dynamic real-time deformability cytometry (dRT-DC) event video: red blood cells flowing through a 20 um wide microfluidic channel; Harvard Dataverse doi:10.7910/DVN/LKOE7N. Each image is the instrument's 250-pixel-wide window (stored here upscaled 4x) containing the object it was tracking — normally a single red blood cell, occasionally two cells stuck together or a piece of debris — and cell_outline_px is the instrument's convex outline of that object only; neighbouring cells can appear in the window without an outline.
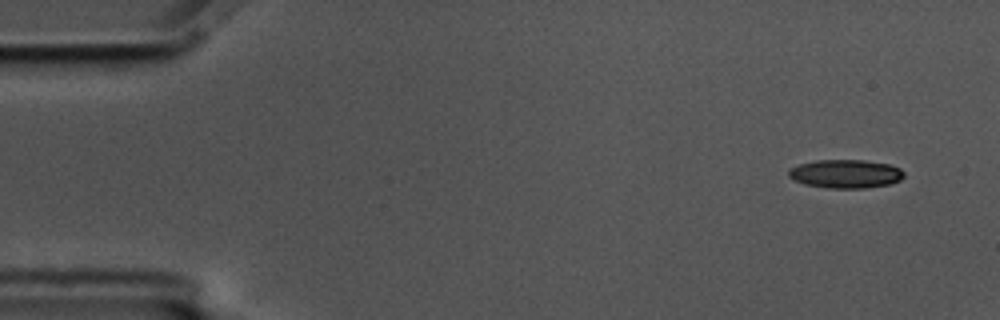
{"species": "common noctule bat (a hibernating species)", "species_latin": "Nyctalus noctula", "temperature_condition": "cold", "stored_images_in_passage": 55, "camera_frame_rate_fps": 3000, "um_per_image_px": 0.085, "animal": {"sex": "male", "body_mass_g": 17.5, "forearm_length_mm": 52.3}, "frame": {"image": 1, "passage_image": 1, "time_ms": 0.0, "image_size_px": [1000, 320], "cell_outline_px": [[904, 176], [900, 180], [888, 184], [864, 188], [828, 188], [804, 184], [788, 176], [788, 172], [792, 168], [800, 164], [816, 160], [864, 160], [888, 164], [900, 168], [904, 172]], "centroid_in_image_um": [71.89, 14.77], "position_along_channel_um": 13.1, "area_um2": 19.02}}
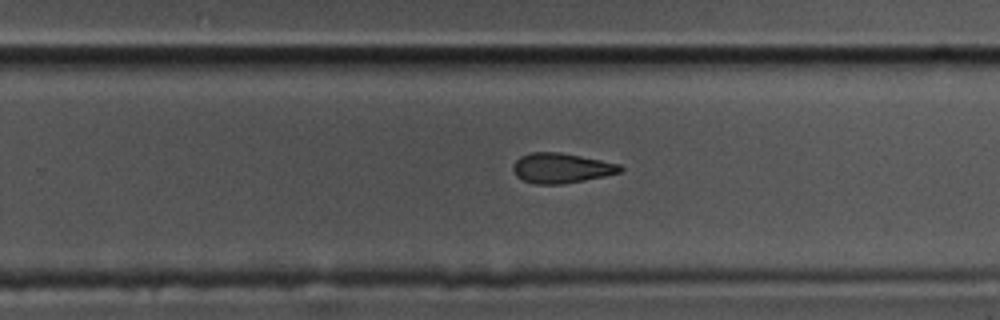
{"frame": {"image": 2, "passage_image": 34, "time_ms": 11.0, "image_size_px": [1000, 320], "cell_outline_px": [[624, 168], [620, 172], [604, 176], [584, 180], [560, 184], [536, 184], [524, 180], [516, 176], [512, 168], [512, 164], [520, 156], [532, 152], [560, 152], [620, 164]], "centroid_in_image_um": [47.69, 14.28], "position_along_channel_um": 282.1, "area_um2": 18.61}}
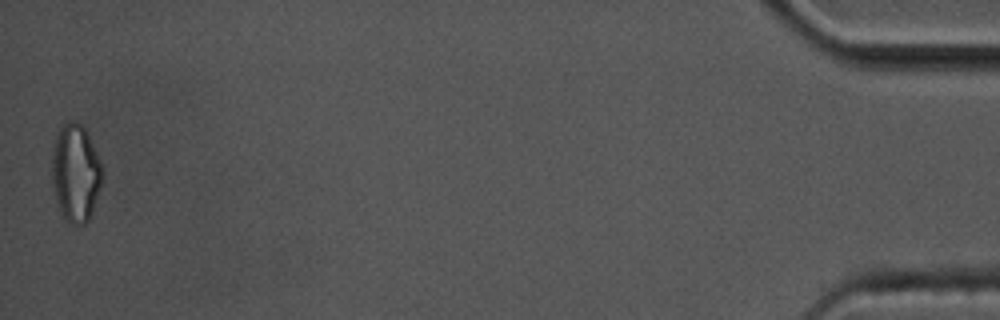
{"frame": {"image": 3, "passage_image": 55, "time_ms": 18.0, "image_size_px": [1000, 320], "cell_outline_px": [[100, 184], [92, 216], [84, 224], [72, 224], [64, 220], [56, 200], [52, 184], [52, 148], [56, 132], [64, 124], [72, 120], [80, 124], [84, 128], [96, 152], [100, 164]], "centroid_in_image_um": [6.38, 14.72], "position_along_channel_um": 428.8, "area_um2": 28.32}, "authors_computed_cell_mechanics": {"area_um2": 19.363, "velocity_mm_per_s": 3.4474, "shape_relaxation_time_tau1_ms": 4.7012, "shape_relaxation_time_tau2_ms": 5.0232, "deformation_change_tau1": 0.1391, "deformation_change_tau2": 0.1491}}